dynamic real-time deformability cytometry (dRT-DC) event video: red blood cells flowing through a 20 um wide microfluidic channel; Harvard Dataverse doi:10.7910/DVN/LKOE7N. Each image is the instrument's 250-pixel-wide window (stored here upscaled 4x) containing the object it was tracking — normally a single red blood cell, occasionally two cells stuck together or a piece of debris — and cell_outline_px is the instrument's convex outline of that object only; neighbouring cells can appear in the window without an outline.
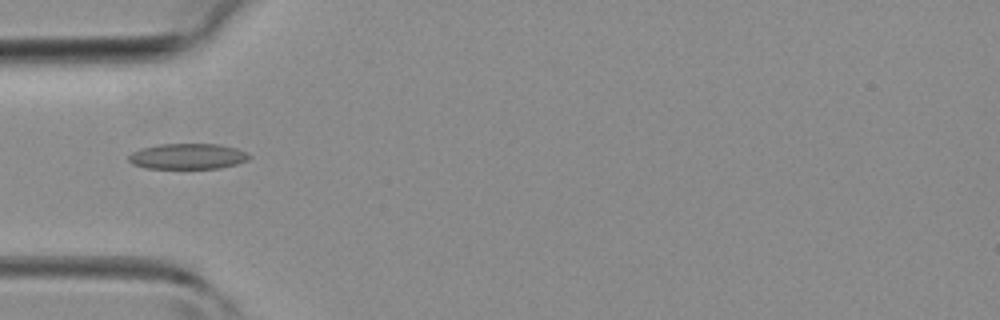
{"species": "common noctule bat (a hibernating species)", "species_latin": "Nyctalus noctula", "temperature_condition": "room temperature", "stored_images_in_passage": 41, "camera_frame_rate_fps": 3000, "um_per_image_px": 0.085, "animal": {"sex": "female", "body_mass_g": 19.3, "forearm_length_mm": 54.1}, "frame": {"image": 1, "passage_image": 12, "time_ms": 3.667, "image_size_px": [1000, 320], "cell_outline_px": [[252, 156], [248, 160], [236, 164], [220, 168], [144, 168], [132, 164], [128, 160], [128, 156], [132, 152], [140, 148], [160, 144], [220, 144], [236, 148], [248, 152]], "centroid_in_image_um": [15.96, 13.28], "position_along_channel_um": 69.0, "area_um2": 18.15}}
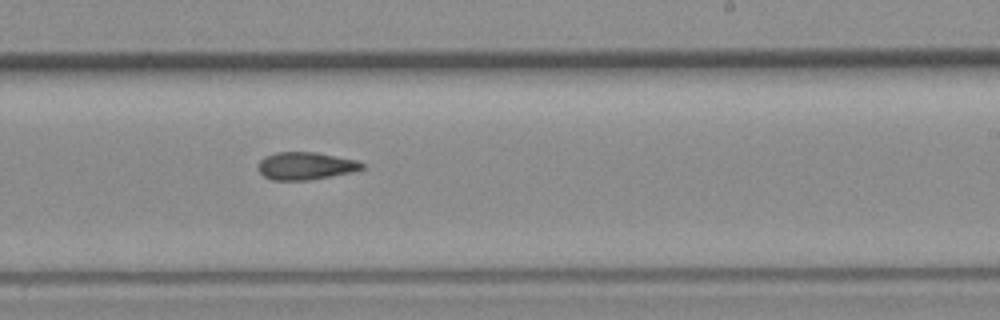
{"frame": {"image": 2, "passage_image": 24, "time_ms": 7.667, "image_size_px": [1000, 320], "cell_outline_px": [[364, 168], [352, 172], [332, 176], [308, 180], [272, 180], [264, 176], [260, 172], [260, 160], [264, 156], [276, 152], [316, 152], [356, 160], [364, 164]], "centroid_in_image_um": [25.98, 14.1], "position_along_channel_um": 263.0, "area_um2": 16.59}}
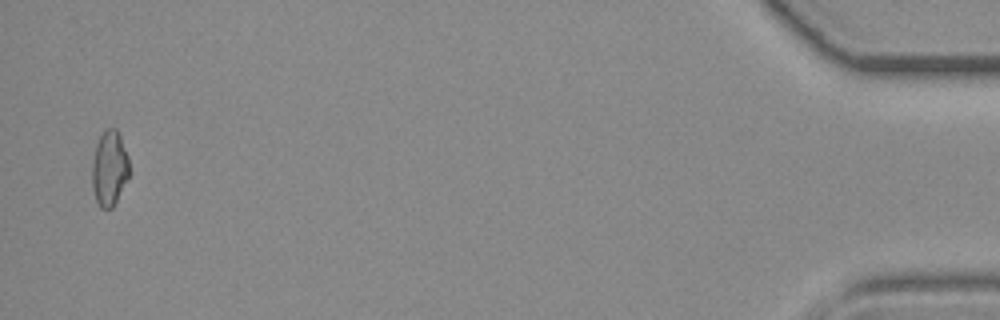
{"frame": {"image": 3, "passage_image": 40, "time_ms": 13.0, "image_size_px": [1000, 320], "cell_outline_px": [[128, 176], [112, 208], [100, 208], [96, 200], [92, 188], [92, 160], [96, 144], [100, 136], [108, 128], [116, 128], [120, 136], [128, 156]], "centroid_in_image_um": [9.27, 14.3], "position_along_channel_um": 425.9, "area_um2": 16.01}}